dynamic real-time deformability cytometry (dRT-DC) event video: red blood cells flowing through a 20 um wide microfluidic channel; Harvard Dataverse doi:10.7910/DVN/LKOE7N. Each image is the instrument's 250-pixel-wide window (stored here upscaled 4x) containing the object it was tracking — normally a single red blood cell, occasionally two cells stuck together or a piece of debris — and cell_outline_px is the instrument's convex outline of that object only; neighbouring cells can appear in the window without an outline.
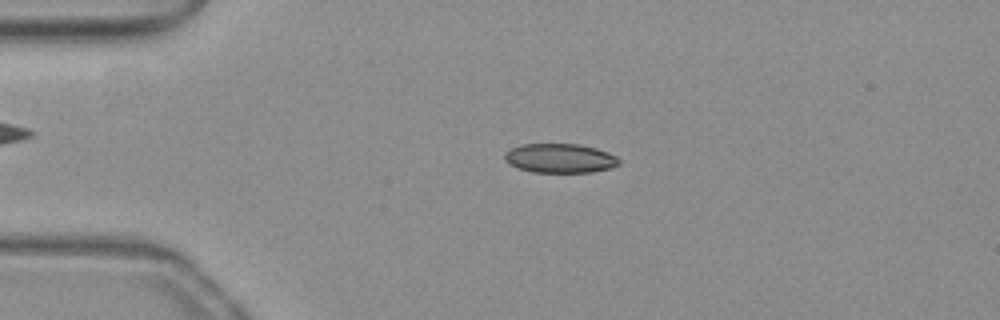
{"species": "common noctule bat (a hibernating species)", "species_latin": "Nyctalus noctula", "temperature_condition": "warm", "stored_images_in_passage": 51, "camera_frame_rate_fps": 3000, "um_per_image_px": 0.085, "animal": {"sex": "female", "body_mass_g": 19.3, "forearm_length_mm": 54.1}, "frame": {"image": 1, "passage_image": 11, "time_ms": 3.333, "image_size_px": [1000, 320], "cell_outline_px": [[620, 164], [612, 168], [592, 172], [532, 172], [516, 168], [508, 164], [504, 160], [504, 152], [520, 144], [576, 144], [596, 148], [608, 152], [616, 156], [620, 160]], "centroid_in_image_um": [47.58, 13.46], "position_along_channel_um": 37.4, "area_um2": 19.71}}
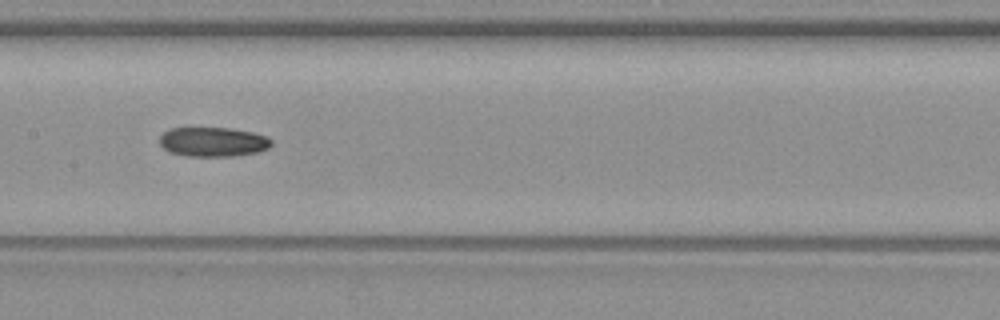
{"frame": {"image": 2, "passage_image": 25, "time_ms": 8.0, "image_size_px": [1000, 320], "cell_outline_px": [[272, 144], [268, 148], [256, 152], [236, 156], [188, 156], [168, 152], [160, 144], [160, 136], [164, 132], [172, 128], [228, 128], [252, 132], [268, 136], [272, 140]], "centroid_in_image_um": [18.12, 12.06], "position_along_channel_um": 189.3, "area_um2": 19.19}}
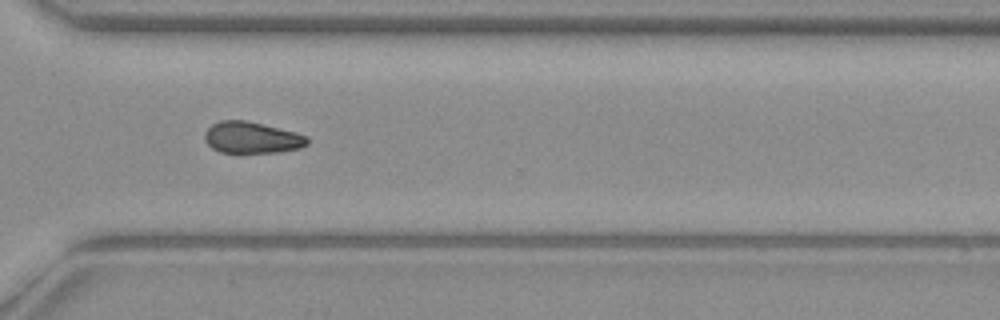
{"frame": {"image": 3, "passage_image": 37, "time_ms": 12.0, "image_size_px": [1000, 320], "cell_outline_px": [[308, 144], [300, 148], [276, 152], [220, 152], [212, 148], [204, 140], [204, 132], [212, 124], [220, 120], [244, 120], [296, 132], [308, 136]], "centroid_in_image_um": [21.39, 11.69], "position_along_channel_um": 349.2, "area_um2": 18.73}}